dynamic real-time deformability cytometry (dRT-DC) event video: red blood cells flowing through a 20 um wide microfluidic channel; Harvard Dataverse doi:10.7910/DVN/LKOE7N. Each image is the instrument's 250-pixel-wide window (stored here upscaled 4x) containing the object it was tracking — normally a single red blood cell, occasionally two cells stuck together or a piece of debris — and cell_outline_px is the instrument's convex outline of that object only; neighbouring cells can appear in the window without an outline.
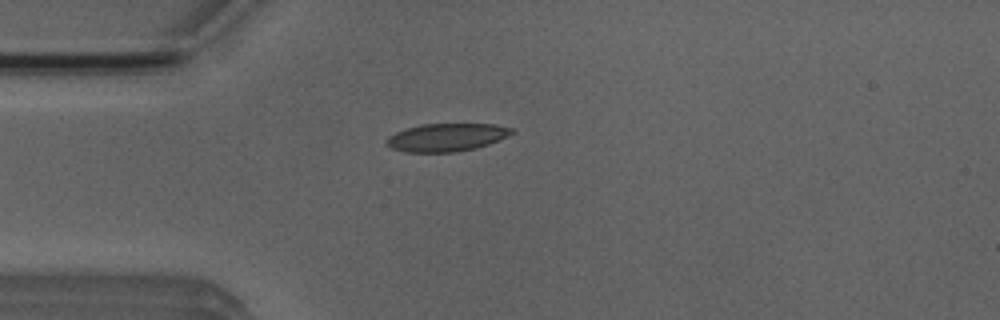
{"species": "Egyptian fruit bat (a non-hibernating species)", "species_latin": "Rousettus aegyptiacus", "temperature_condition": "room temperature", "stored_images_in_passage": 4, "camera_frame_rate_fps": 3000, "um_per_image_px": 0.085, "animal": {"sex": "male"}, "frame": {"image": 1, "passage_image": 4, "time_ms": 4.333, "image_size_px": [1000, 320], "cell_outline_px": [[516, 132], [500, 140], [476, 148], [456, 152], [404, 152], [392, 148], [384, 144], [384, 140], [388, 136], [396, 132], [420, 124], [496, 124], [512, 128]], "centroid_in_image_um": [37.96, 11.68], "position_along_channel_um": 47.0, "area_um2": 20.58}}